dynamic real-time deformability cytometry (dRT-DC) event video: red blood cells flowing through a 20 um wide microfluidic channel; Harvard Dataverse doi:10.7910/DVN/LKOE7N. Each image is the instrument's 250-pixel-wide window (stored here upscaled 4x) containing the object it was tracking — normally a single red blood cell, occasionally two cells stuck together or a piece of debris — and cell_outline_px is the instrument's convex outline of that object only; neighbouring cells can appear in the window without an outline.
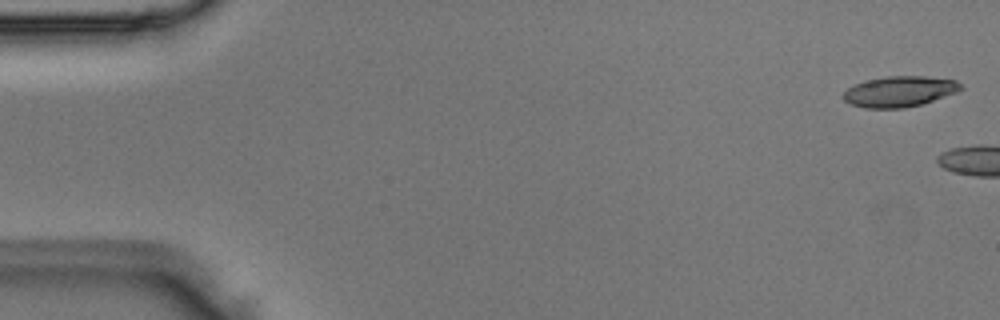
{"species": "Egyptian fruit bat (a non-hibernating species)", "species_latin": "Rousettus aegyptiacus", "temperature_condition": "room temperature", "stored_images_in_passage": 4, "camera_frame_rate_fps": 3000, "um_per_image_px": 0.085, "animal": {"sex": "male"}, "frame": {"image": 1, "passage_image": 1, "time_ms": 0.0, "image_size_px": [1000, 320], "cell_outline_px": [[964, 88], [956, 92], [920, 104], [904, 108], [864, 108], [852, 104], [844, 100], [840, 96], [848, 88], [864, 80], [888, 76], [924, 76], [956, 80]], "centroid_in_image_um": [76.42, 7.77], "position_along_channel_um": 8.6, "area_um2": 20.87}}